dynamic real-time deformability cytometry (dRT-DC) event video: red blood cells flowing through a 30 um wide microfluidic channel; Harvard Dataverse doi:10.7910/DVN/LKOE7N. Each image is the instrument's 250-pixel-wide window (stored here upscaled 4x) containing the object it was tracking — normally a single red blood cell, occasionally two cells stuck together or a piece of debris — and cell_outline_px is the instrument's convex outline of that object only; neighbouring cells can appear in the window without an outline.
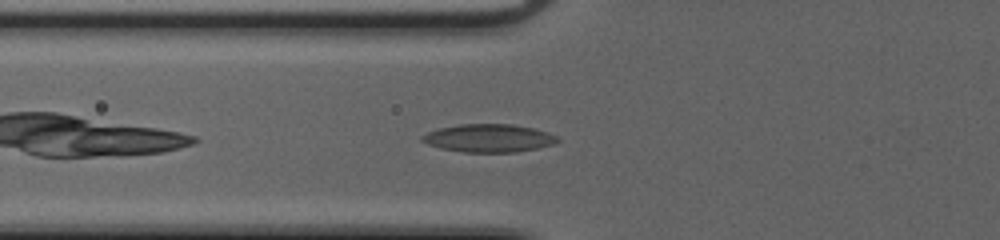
{"species": "common noctule bat (a hibernating species)", "species_latin": "Nyctalus noctula", "temperature_condition": "cold", "stored_images_in_passage": 34, "camera_frame_rate_fps": 3000, "um_per_image_px": 0.085, "animal": {"sex": "female", "body_mass_g": 20.0, "forearm_length_mm": 54.0}, "frame": {"image": 1, "passage_image": 3, "time_ms": 0.667, "image_size_px": [1000, 240], "cell_outline_px": [[560, 140], [556, 144], [516, 152], [464, 152], [440, 148], [428, 144], [420, 140], [420, 136], [428, 132], [440, 128], [460, 124], [512, 124], [532, 128], [548, 132], [556, 136]], "centroid_in_image_um": [41.55, 11.74], "position_along_channel_um": 84.3, "area_um2": 22.08}}
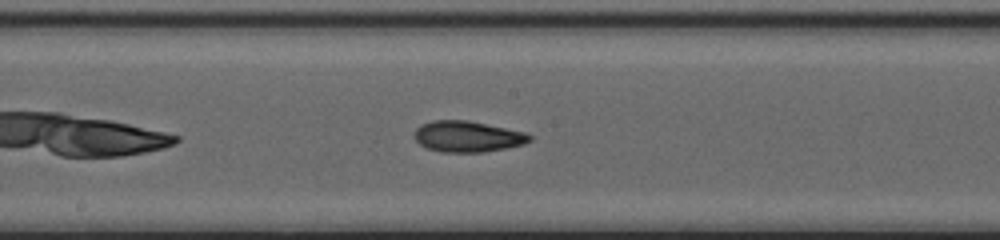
{"frame": {"image": 2, "passage_image": 12, "time_ms": 3.667, "image_size_px": [1000, 240], "cell_outline_px": [[532, 140], [524, 144], [508, 148], [484, 152], [444, 152], [428, 148], [420, 144], [416, 140], [416, 128], [420, 124], [432, 120], [468, 120], [524, 132], [532, 136]], "centroid_in_image_um": [39.76, 11.6], "position_along_channel_um": 208.4, "area_um2": 20.75}}
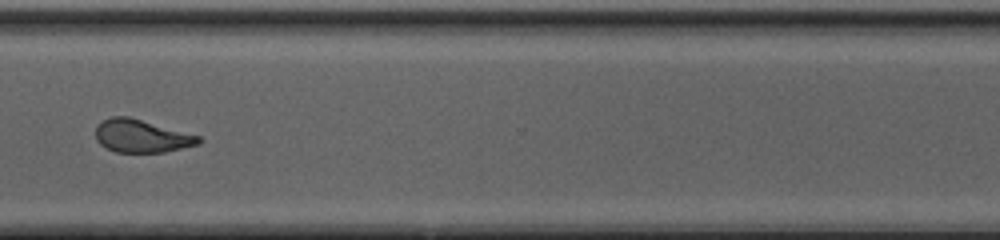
{"frame": {"image": 3, "passage_image": 23, "time_ms": 7.333, "image_size_px": [1000, 240], "cell_outline_px": [[204, 140], [200, 144], [164, 152], [116, 152], [100, 144], [96, 140], [96, 124], [112, 116], [128, 116], [200, 136]], "centroid_in_image_um": [12.04, 11.56], "position_along_channel_um": 358.6, "area_um2": 19.71}, "authors_computed_cell_mechanics": {"area_um2": 20.4901, "velocity_mm_per_s": 4.1085, "shape_relaxation_time_tau1_ms": 11.2133, "shape_relaxation_time_tau2_ms": 2.836, "deformation_change_tau1": 0.2561, "deformation_change_tau2": 0.1061}}